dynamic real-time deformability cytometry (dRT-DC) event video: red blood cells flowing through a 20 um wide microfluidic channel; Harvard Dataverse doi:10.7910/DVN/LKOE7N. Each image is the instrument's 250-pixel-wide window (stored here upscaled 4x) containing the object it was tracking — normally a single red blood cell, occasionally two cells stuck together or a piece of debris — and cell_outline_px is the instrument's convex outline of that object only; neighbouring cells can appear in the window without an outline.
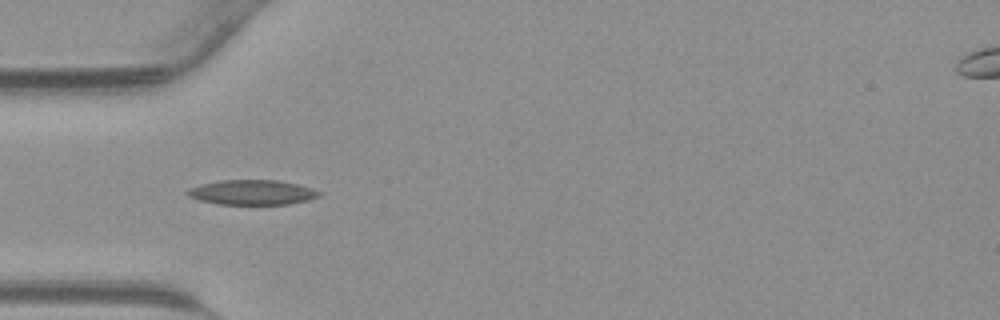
{"species": "common noctule bat (a hibernating species)", "species_latin": "Nyctalus noctula", "temperature_condition": "warm", "stored_images_in_passage": 31, "camera_frame_rate_fps": 3000, "um_per_image_px": 0.085, "animal": {"sex": "male", "body_mass_g": 23.1, "forearm_length_mm": 52.7}, "frame": {"image": 1, "passage_image": 1, "time_ms": 0.0, "image_size_px": [1000, 320], "cell_outline_px": [[324, 192], [320, 196], [308, 200], [288, 204], [216, 204], [200, 200], [188, 196], [184, 192], [188, 188], [220, 180], [276, 180], [296, 184], [312, 188]], "centroid_in_image_um": [21.44, 16.35], "position_along_channel_um": 63.6, "area_um2": 19.07}}
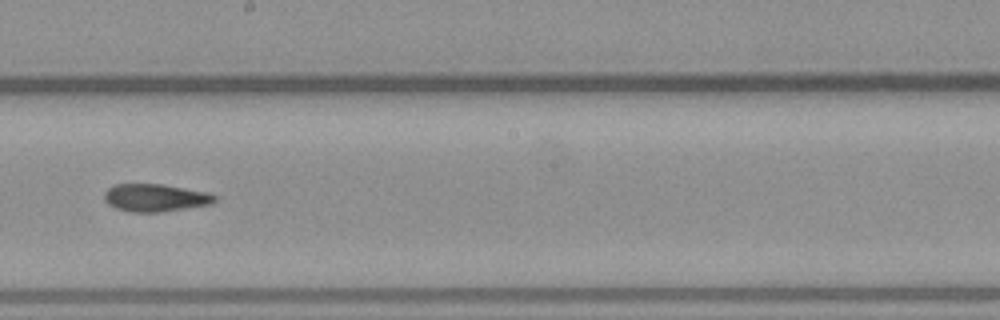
{"frame": {"image": 2, "passage_image": 12, "time_ms": 3.667, "image_size_px": [1000, 320], "cell_outline_px": [[220, 196], [212, 204], [160, 212], [128, 212], [116, 208], [108, 204], [104, 200], [104, 192], [108, 188], [116, 184], [160, 184], [208, 192]], "centroid_in_image_um": [13.21, 16.81], "position_along_channel_um": 235.0, "area_um2": 17.92}}
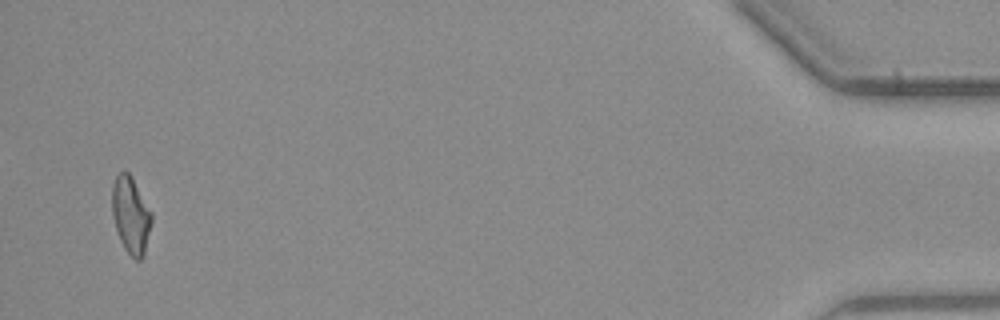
{"frame": {"image": 3, "passage_image": 30, "time_ms": 9.667, "image_size_px": [1000, 320], "cell_outline_px": [[152, 220], [144, 256], [140, 260], [136, 260], [124, 248], [120, 240], [112, 216], [112, 184], [116, 176], [120, 172], [128, 172], [132, 176], [152, 212]], "centroid_in_image_um": [11.12, 18.27], "position_along_channel_um": 424.1, "area_um2": 17.74}}